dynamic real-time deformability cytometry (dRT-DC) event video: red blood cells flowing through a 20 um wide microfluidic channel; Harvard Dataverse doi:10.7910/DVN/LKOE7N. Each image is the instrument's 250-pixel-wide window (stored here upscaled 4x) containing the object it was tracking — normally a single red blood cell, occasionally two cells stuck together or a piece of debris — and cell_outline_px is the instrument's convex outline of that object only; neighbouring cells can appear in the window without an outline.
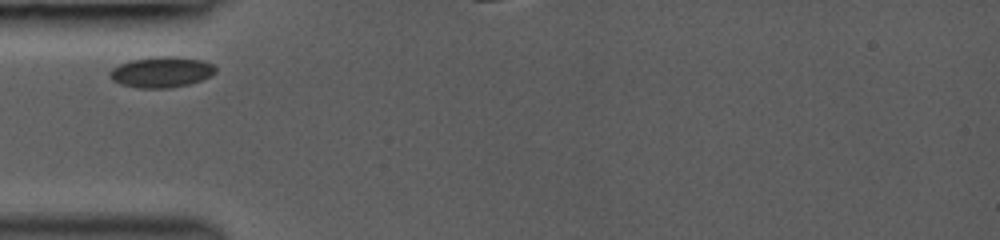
{"species": "common noctule bat (a hibernating species)", "species_latin": "Nyctalus noctula", "temperature_condition": "room temperature", "stored_images_in_passage": 4, "camera_frame_rate_fps": 3000, "um_per_image_px": 0.085, "animal": {"sex": "female", "body_mass_g": 19.0, "forearm_length_mm": 53.3}, "frame": {"image": 1, "passage_image": 1, "time_ms": 0.0, "image_size_px": [1000, 240], "cell_outline_px": [[216, 72], [200, 80], [188, 84], [168, 88], [140, 88], [120, 84], [112, 80], [108, 76], [108, 72], [112, 68], [120, 64], [132, 60], [152, 56], [176, 56], [200, 60], [212, 64], [216, 68]], "centroid_in_image_um": [13.67, 6.12], "position_along_channel_um": 71.3, "area_um2": 18.9}}
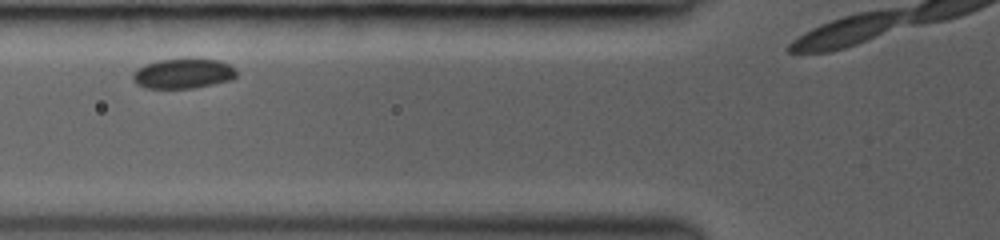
{"frame": {"image": 2, "passage_image": 3, "time_ms": 1.0, "image_size_px": [1000, 240], "cell_outline_px": [[236, 76], [232, 80], [192, 88], [144, 88], [136, 84], [132, 80], [132, 72], [136, 68], [144, 64], [160, 60], [220, 60], [236, 68]], "centroid_in_image_um": [15.53, 6.27], "position_along_channel_um": 110.3, "area_um2": 17.98}}